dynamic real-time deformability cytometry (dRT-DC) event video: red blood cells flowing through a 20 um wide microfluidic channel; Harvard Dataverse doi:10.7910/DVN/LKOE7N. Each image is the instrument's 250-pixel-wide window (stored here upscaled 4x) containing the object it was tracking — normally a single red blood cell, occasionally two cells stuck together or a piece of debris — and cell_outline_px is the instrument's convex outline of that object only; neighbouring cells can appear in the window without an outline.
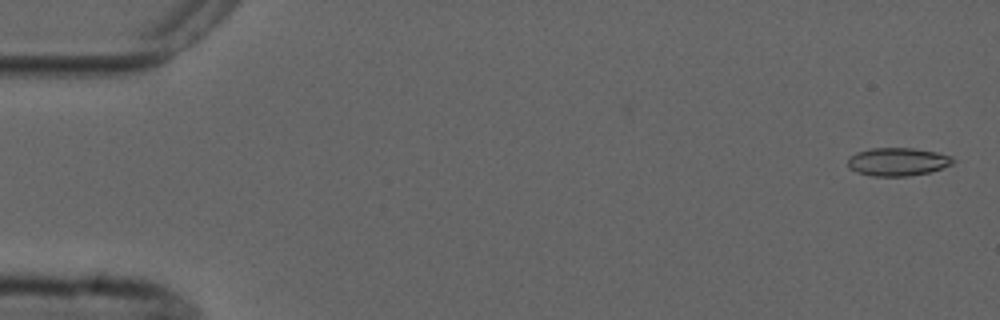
{"species": "common noctule bat (a hibernating species)", "species_latin": "Nyctalus noctula", "temperature_condition": "cold", "stored_images_in_passage": 5, "camera_frame_rate_fps": 3000, "um_per_image_px": 0.085, "animal": {"sex": "male", "forearm_length_mm": 52.5}, "frame": {"image": 1, "passage_image": 1, "time_ms": 0.0, "image_size_px": [1000, 320], "cell_outline_px": [[956, 160], [952, 164], [928, 172], [908, 176], [872, 176], [856, 172], [848, 168], [848, 156], [856, 152], [872, 148], [912, 148], [936, 152], [952, 156]], "centroid_in_image_um": [76.27, 13.74], "position_along_channel_um": 8.7, "area_um2": 17.28}}
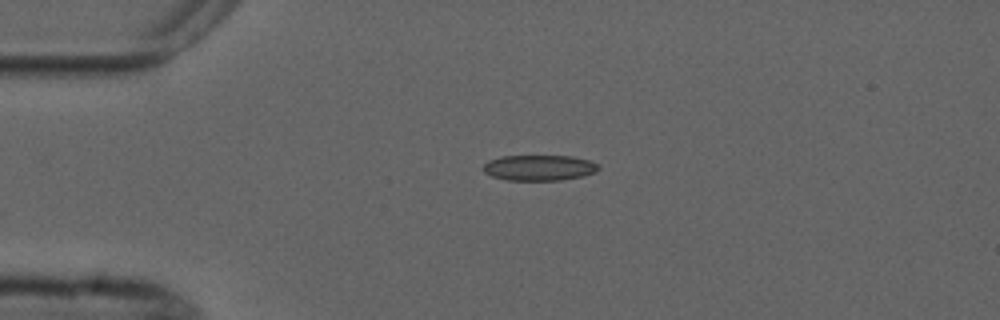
{"frame": {"image": 2, "passage_image": 4, "time_ms": 3.667, "image_size_px": [1000, 320], "cell_outline_px": [[600, 168], [596, 172], [584, 176], [560, 180], [508, 180], [492, 176], [484, 172], [480, 168], [488, 160], [500, 156], [572, 156], [588, 160], [596, 164]], "centroid_in_image_um": [45.8, 14.26], "position_along_channel_um": 39.2, "area_um2": 17.28}}